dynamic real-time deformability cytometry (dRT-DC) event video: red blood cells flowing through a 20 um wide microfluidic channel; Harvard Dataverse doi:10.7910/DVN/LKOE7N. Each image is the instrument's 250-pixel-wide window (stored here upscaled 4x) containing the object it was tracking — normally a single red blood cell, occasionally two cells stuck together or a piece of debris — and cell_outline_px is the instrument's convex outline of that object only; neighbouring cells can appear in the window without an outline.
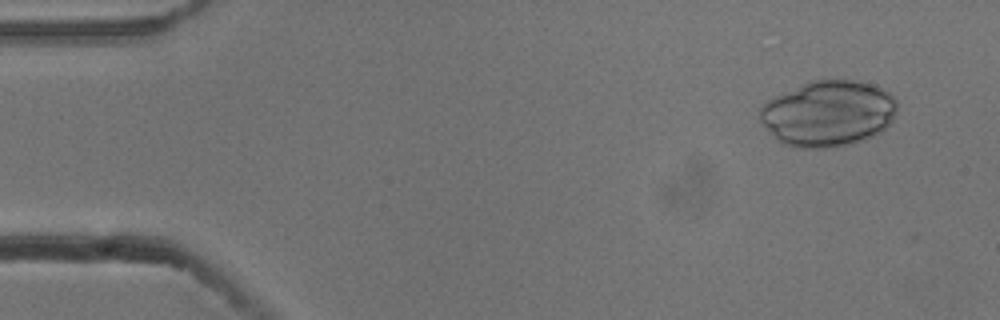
{"species": "common noctule bat (a hibernating species)", "species_latin": "Nyctalus noctula", "temperature_condition": "cold", "stored_images_in_passage": 30, "camera_frame_rate_fps": 3000, "um_per_image_px": 0.085, "animal": {"sex": "male", "body_mass_g": 13.3}, "frame": {"image": 1, "passage_image": 4, "time_ms": 1.0, "image_size_px": [1000, 320], "cell_outline_px": [[896, 112], [892, 120], [880, 132], [872, 136], [844, 144], [824, 148], [796, 148], [784, 144], [760, 120], [760, 108], [768, 100], [776, 96], [812, 80], [852, 80], [868, 84], [880, 88], [888, 92], [896, 100]], "centroid_in_image_um": [70.4, 9.64], "position_along_channel_um": 14.6, "area_um2": 51.56}}
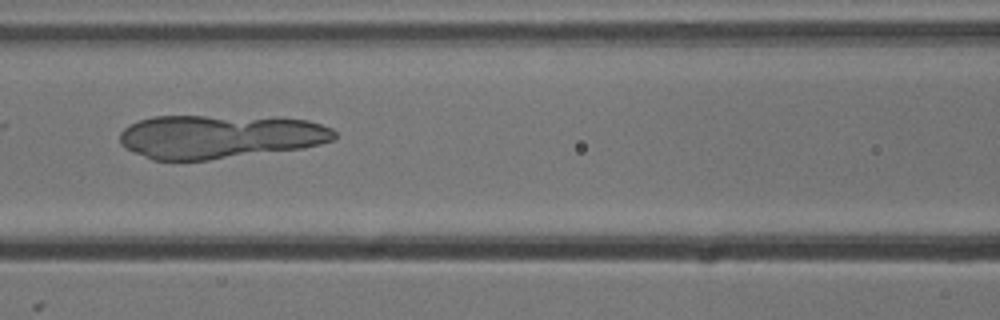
{"frame": {"image": 2, "passage_image": 23, "time_ms": 7.333, "image_size_px": [1000, 320], "cell_outline_px": [[336, 140], [304, 148], [208, 160], [152, 160], [120, 144], [120, 132], [124, 128], [140, 120], [152, 116], [280, 116], [308, 120], [332, 128], [336, 132]], "centroid_in_image_um": [18.76, 11.59], "position_along_channel_um": 147.8, "area_um2": 55.26}}
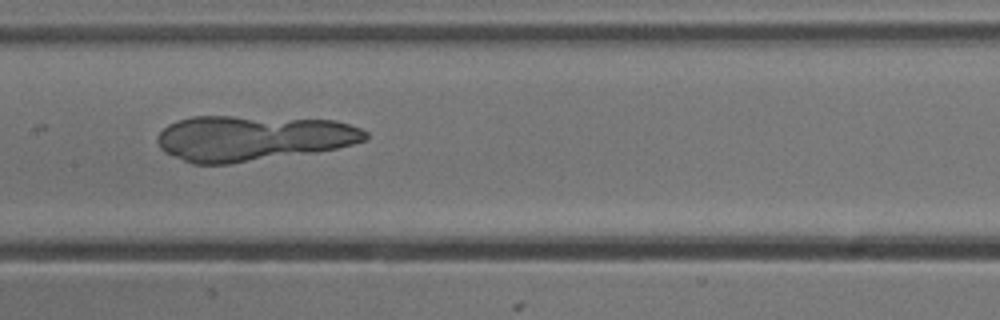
{"frame": {"image": 3, "passage_image": 26, "time_ms": 8.333, "image_size_px": [1000, 320], "cell_outline_px": [[368, 140], [336, 148], [316, 152], [228, 164], [192, 164], [164, 152], [160, 148], [156, 140], [156, 136], [168, 124], [176, 120], [192, 116], [232, 116], [336, 120], [360, 128], [368, 132]], "centroid_in_image_um": [21.46, 11.74], "position_along_channel_um": 185.9, "area_um2": 55.37}}